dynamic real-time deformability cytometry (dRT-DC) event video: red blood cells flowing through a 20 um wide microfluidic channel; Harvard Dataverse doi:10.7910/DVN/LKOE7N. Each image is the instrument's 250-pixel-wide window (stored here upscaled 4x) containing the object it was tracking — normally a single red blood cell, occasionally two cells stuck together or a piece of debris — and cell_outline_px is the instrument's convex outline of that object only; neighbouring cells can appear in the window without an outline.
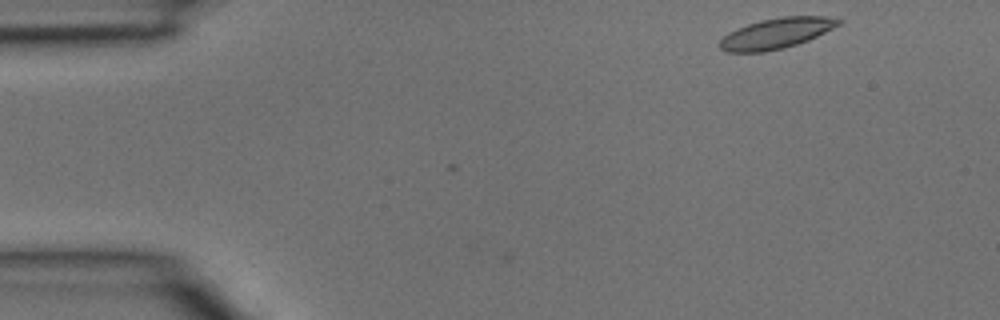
{"species": "common noctule bat (a hibernating species)", "species_latin": "Nyctalus noctula", "temperature_condition": "room temperature", "stored_images_in_passage": 3, "camera_frame_rate_fps": 3000, "um_per_image_px": 0.085, "animal": {"sex": "male", "body_mass_g": 15.6}, "frame": {"image": 1, "passage_image": 1, "time_ms": 0.0, "image_size_px": [1000, 320], "cell_outline_px": [[844, 20], [840, 24], [808, 40], [784, 48], [764, 52], [728, 52], [720, 48], [716, 44], [728, 32], [748, 24], [760, 20], [784, 16], [824, 16]], "centroid_in_image_um": [65.95, 2.83], "position_along_channel_um": 19.0, "area_um2": 21.04}}